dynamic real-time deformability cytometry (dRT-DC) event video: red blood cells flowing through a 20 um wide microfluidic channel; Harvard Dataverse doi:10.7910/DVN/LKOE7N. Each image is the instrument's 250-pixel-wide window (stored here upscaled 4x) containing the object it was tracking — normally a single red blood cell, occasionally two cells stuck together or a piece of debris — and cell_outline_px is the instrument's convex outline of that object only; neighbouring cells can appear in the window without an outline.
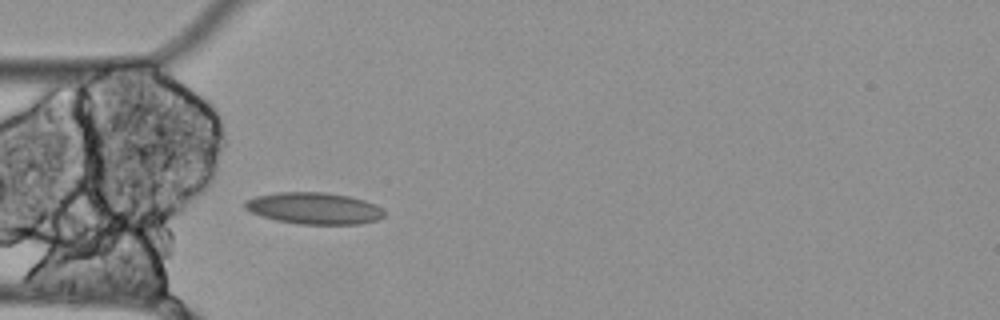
{"species": "Egyptian fruit bat (a non-hibernating species)", "species_latin": "Rousettus aegyptiacus", "temperature_condition": "cold", "stored_images_in_passage": 38, "camera_frame_rate_fps": 3000, "um_per_image_px": 0.085, "animal": {"sex": "female"}, "frame": {"image": 1, "passage_image": 1, "time_ms": 0.0, "image_size_px": [1000, 320], "cell_outline_px": [[384, 216], [376, 220], [360, 224], [300, 224], [276, 220], [252, 212], [244, 208], [244, 200], [256, 196], [276, 192], [324, 192], [348, 196], [364, 200], [380, 208], [384, 212]], "centroid_in_image_um": [26.67, 17.7], "position_along_channel_um": 58.3, "area_um2": 25.49}}
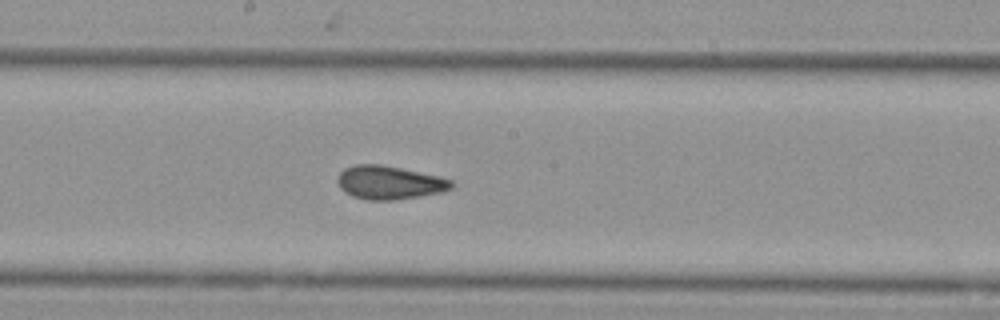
{"frame": {"image": 2, "passage_image": 14, "time_ms": 4.333, "image_size_px": [1000, 320], "cell_outline_px": [[456, 184], [452, 188], [440, 192], [420, 196], [396, 200], [368, 200], [352, 196], [344, 192], [340, 188], [336, 180], [340, 172], [344, 168], [356, 164], [380, 164], [440, 176], [452, 180]], "centroid_in_image_um": [33.09, 15.52], "position_along_channel_um": 215.1, "area_um2": 22.37}}
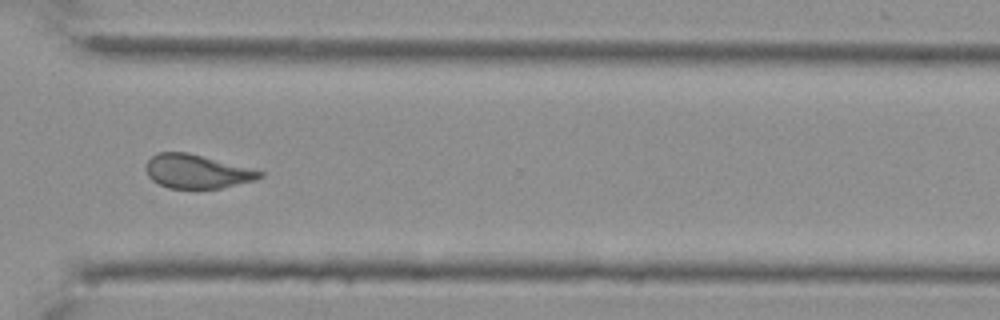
{"frame": {"image": 3, "passage_image": 26, "time_ms": 8.333, "image_size_px": [1000, 320], "cell_outline_px": [[264, 176], [256, 180], [220, 188], [168, 188], [152, 180], [148, 176], [144, 168], [144, 164], [152, 156], [160, 152], [188, 152], [264, 172]], "centroid_in_image_um": [16.7, 14.57], "position_along_channel_um": 353.9, "area_um2": 22.31}, "authors_computed_cell_mechanics": {"area_um2": 22.2241, "velocity_mm_per_s": 3.463, "shape_relaxation_time_tau1_ms": null, "shape_relaxation_time_tau2_ms": 2.4977, "deformation_change_tau1": null, "deformation_change_tau2": 0.0745}}